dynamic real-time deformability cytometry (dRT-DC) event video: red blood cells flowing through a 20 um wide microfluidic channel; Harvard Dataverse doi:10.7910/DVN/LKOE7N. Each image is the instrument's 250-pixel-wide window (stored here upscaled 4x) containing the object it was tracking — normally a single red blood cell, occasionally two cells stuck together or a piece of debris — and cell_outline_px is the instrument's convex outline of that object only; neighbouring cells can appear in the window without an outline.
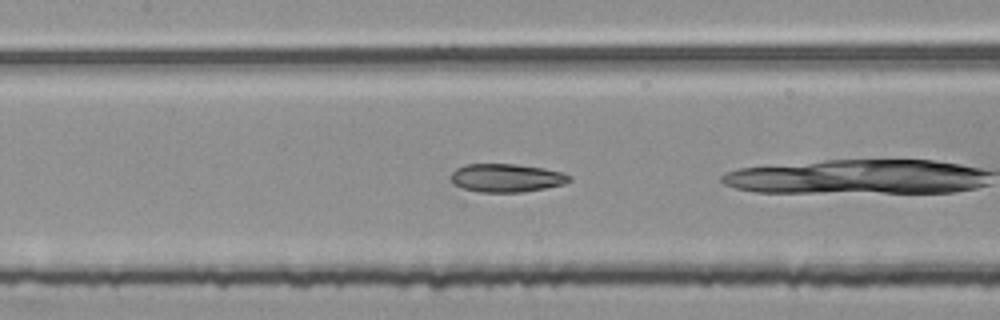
{"species": "common noctule bat (a hibernating species)", "species_latin": "Nyctalus noctula", "temperature_condition": "room temperature", "stored_images_in_passage": 33, "camera_frame_rate_fps": 3000, "um_per_image_px": 0.085, "animal": {"sex": "female", "body_mass_g": 25.1}, "frame": {"image": 1, "passage_image": 21, "time_ms": 6.667, "image_size_px": [1000, 320], "cell_outline_px": [[572, 180], [564, 184], [544, 188], [520, 192], [480, 192], [464, 188], [452, 184], [452, 172], [456, 168], [464, 164], [516, 164], [544, 168], [560, 172], [572, 176]], "centroid_in_image_um": [43.05, 15.11], "position_along_channel_um": 164.4, "area_um2": 19.48}}
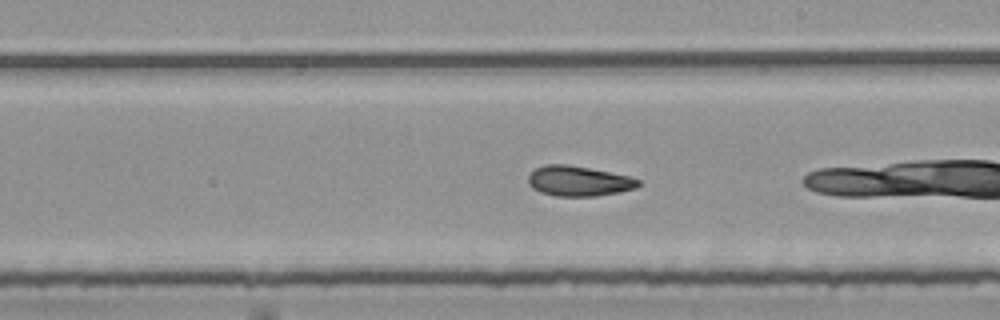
{"frame": {"image": 2, "passage_image": 27, "time_ms": 8.667, "image_size_px": [1000, 320], "cell_outline_px": [[640, 184], [636, 188], [620, 192], [596, 196], [556, 196], [540, 192], [532, 188], [528, 184], [528, 176], [536, 168], [544, 164], [568, 164], [632, 176], [640, 180]], "centroid_in_image_um": [49.2, 15.38], "position_along_channel_um": 239.8, "area_um2": 19.54}}
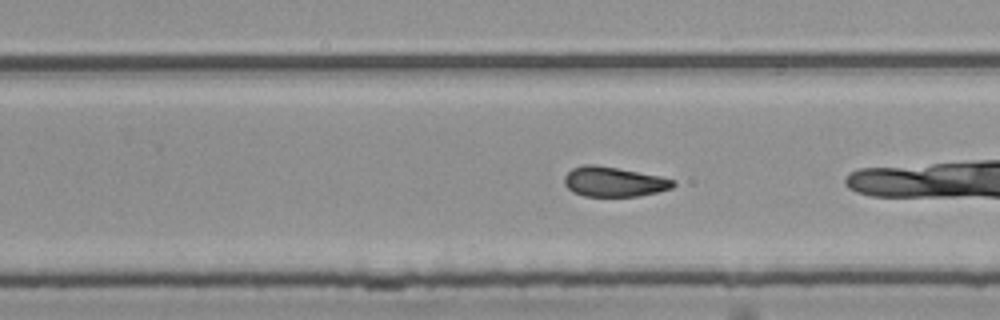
{"frame": {"image": 3, "passage_image": 30, "time_ms": 9.667, "image_size_px": [1000, 320], "cell_outline_px": [[676, 184], [672, 188], [640, 196], [584, 196], [572, 192], [564, 184], [564, 176], [572, 168], [584, 164], [592, 164], [616, 168], [660, 176], [676, 180]], "centroid_in_image_um": [52.16, 15.45], "position_along_channel_um": 277.6, "area_um2": 18.9}}